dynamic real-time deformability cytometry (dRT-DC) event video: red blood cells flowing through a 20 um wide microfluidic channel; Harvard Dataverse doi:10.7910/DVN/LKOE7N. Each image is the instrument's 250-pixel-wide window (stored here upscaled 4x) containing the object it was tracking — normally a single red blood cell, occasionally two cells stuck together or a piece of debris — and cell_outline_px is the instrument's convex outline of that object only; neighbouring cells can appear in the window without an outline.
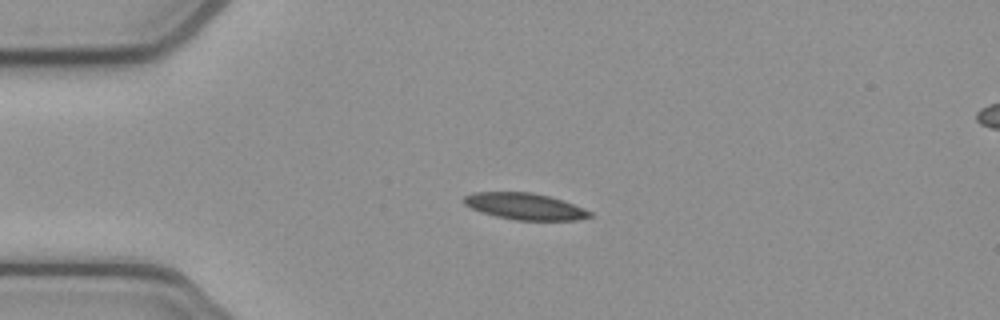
{"species": "common noctule bat (a hibernating species)", "species_latin": "Nyctalus noctula", "temperature_condition": "cold", "stored_images_in_passage": 50, "camera_frame_rate_fps": 3000, "um_per_image_px": 0.085, "animal": {"sex": "female", "body_mass_g": 21.9}, "frame": {"image": 1, "passage_image": 10, "time_ms": 3.0, "image_size_px": [1000, 320], "cell_outline_px": [[592, 216], [576, 220], [516, 220], [496, 216], [480, 212], [464, 204], [460, 200], [464, 196], [472, 192], [532, 192], [548, 196], [584, 208], [592, 212]], "centroid_in_image_um": [44.56, 17.54], "position_along_channel_um": 40.4, "area_um2": 19.42}}
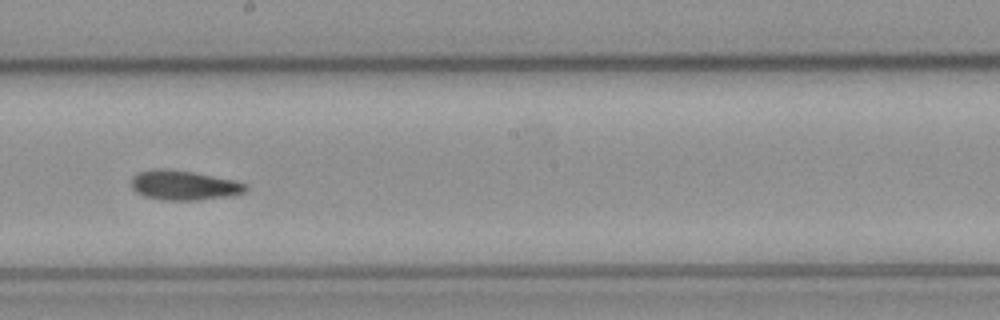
{"frame": {"image": 2, "passage_image": 27, "time_ms": 8.667, "image_size_px": [1000, 320], "cell_outline_px": [[248, 188], [244, 192], [232, 196], [200, 200], [164, 200], [144, 196], [136, 192], [132, 188], [132, 176], [136, 172], [152, 168], [160, 168], [192, 172], [236, 180], [248, 184]], "centroid_in_image_um": [15.64, 15.74], "position_along_channel_um": 232.6, "area_um2": 20.0}}
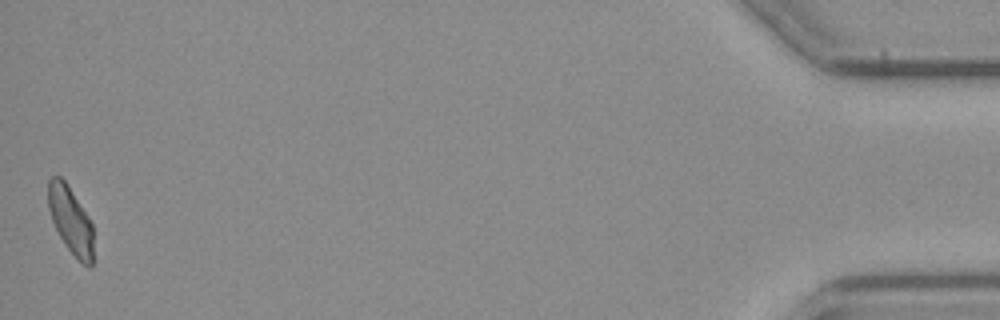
{"frame": {"image": 3, "passage_image": 50, "time_ms": 16.333, "image_size_px": [1000, 320], "cell_outline_px": [[92, 268], [88, 268], [64, 244], [52, 220], [48, 208], [48, 180], [52, 176], [60, 176], [68, 184], [88, 216], [92, 224]], "centroid_in_image_um": [5.99, 18.68], "position_along_channel_um": 429.2, "area_um2": 17.46}, "authors_computed_cell_mechanics": {"area_um2": 19.2474, "velocity_mm_per_s": 3.8676, "shape_relaxation_time_tau1_ms": null, "shape_relaxation_time_tau2_ms": 2.1949, "deformation_change_tau1": null, "deformation_change_tau2": 0.0806}}